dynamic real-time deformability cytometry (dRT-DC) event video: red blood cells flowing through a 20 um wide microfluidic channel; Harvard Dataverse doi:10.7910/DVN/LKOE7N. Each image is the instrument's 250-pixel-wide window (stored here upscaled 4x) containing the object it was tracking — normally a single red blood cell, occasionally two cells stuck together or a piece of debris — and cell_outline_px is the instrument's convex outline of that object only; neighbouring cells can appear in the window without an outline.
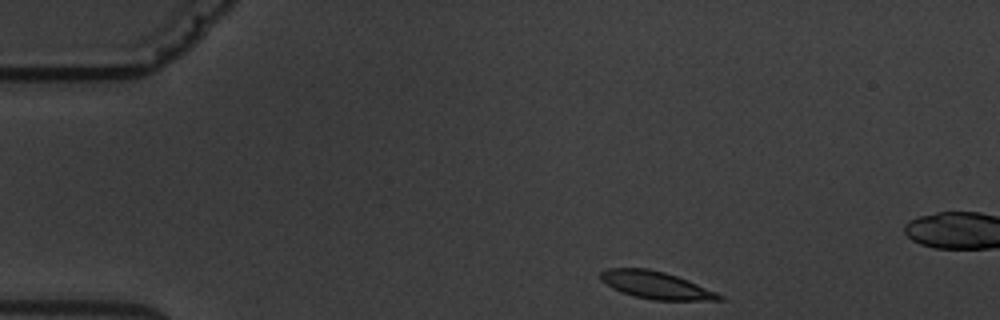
{"species": "common noctule bat (a hibernating species)", "species_latin": "Nyctalus noctula", "temperature_condition": "warm", "stored_images_in_passage": 4, "segment_of_instrument_passage": [1, 2], "camera_frame_rate_fps": 3000, "um_per_image_px": 0.085, "animal": {"sex": "male", "body_mass_g": 19.5, "forearm_length_mm": 54.6}, "frame": {"image": 1, "passage_image": 1, "time_ms": 0.0, "image_size_px": [1000, 320], "cell_outline_px": [[724, 300], [652, 300], [620, 292], [612, 288], [600, 280], [600, 272], [608, 268], [648, 268], [664, 272], [688, 280], [716, 292], [724, 296]], "centroid_in_image_um": [55.73, 24.23], "position_along_channel_um": 29.3, "area_um2": 18.9}}